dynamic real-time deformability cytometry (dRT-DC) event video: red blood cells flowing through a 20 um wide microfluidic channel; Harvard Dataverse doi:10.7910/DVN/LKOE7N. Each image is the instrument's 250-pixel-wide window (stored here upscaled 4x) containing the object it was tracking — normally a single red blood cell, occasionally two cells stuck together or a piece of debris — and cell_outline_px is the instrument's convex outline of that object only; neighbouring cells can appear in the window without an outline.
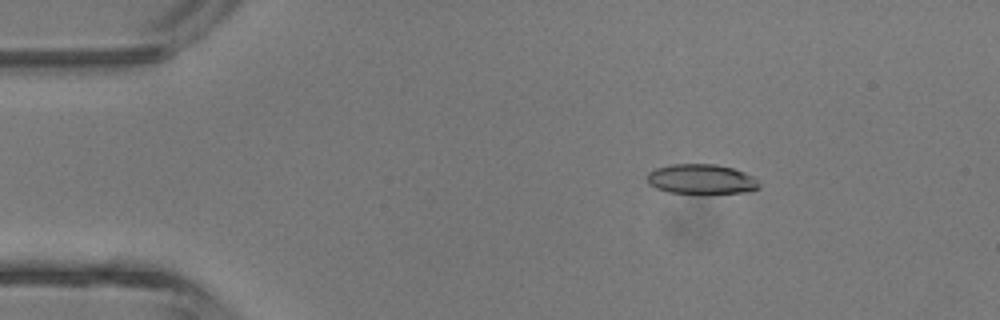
{"species": "common noctule bat (a hibernating species)", "species_latin": "Nyctalus noctula", "temperature_condition": "room temperature", "stored_images_in_passage": 5, "camera_frame_rate_fps": 3000, "um_per_image_px": 0.085, "animal": {"sex": "male", "body_mass_g": 13.3}, "frame": {"image": 1, "passage_image": 2, "time_ms": 1.333, "image_size_px": [1000, 320], "cell_outline_px": [[760, 188], [752, 192], [668, 192], [656, 188], [648, 184], [648, 172], [656, 168], [672, 164], [716, 164], [732, 168], [744, 172], [752, 176], [760, 184]], "centroid_in_image_um": [59.62, 15.21], "position_along_channel_um": 25.4, "area_um2": 19.19}}
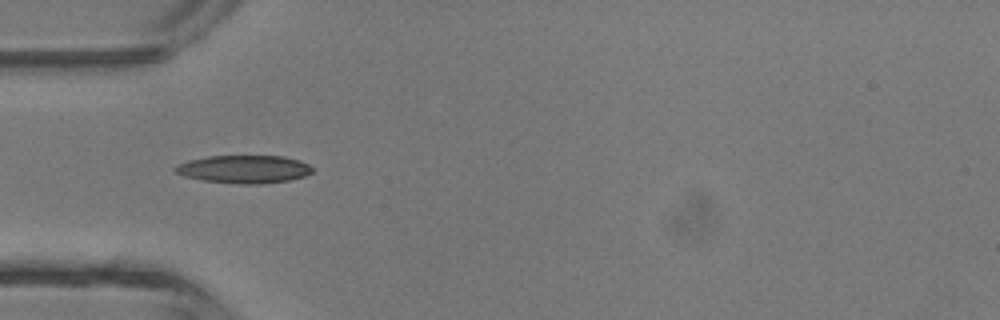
{"frame": {"image": 2, "passage_image": 4, "time_ms": 3.667, "image_size_px": [1000, 320], "cell_outline_px": [[312, 172], [304, 176], [288, 180], [260, 184], [236, 184], [204, 180], [184, 176], [176, 172], [172, 168], [176, 164], [188, 160], [208, 156], [284, 156], [300, 160], [308, 164], [312, 168]], "centroid_in_image_um": [20.72, 14.37], "position_along_channel_um": 64.3, "area_um2": 22.37}}
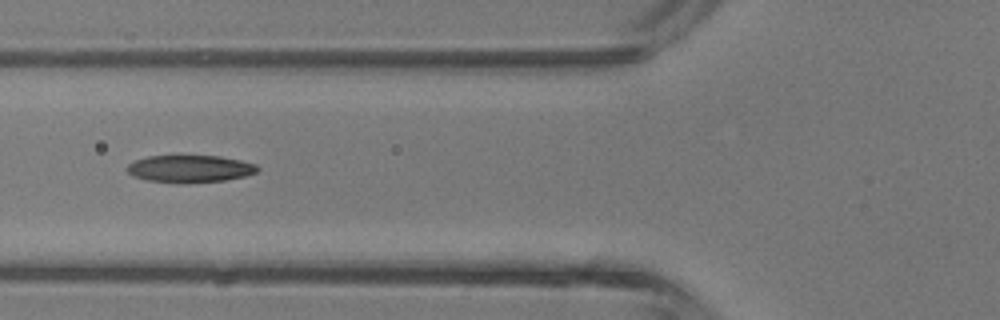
{"frame": {"image": 3, "passage_image": 5, "time_ms": 4.667, "image_size_px": [1000, 320], "cell_outline_px": [[260, 168], [256, 172], [244, 176], [224, 180], [148, 180], [136, 176], [128, 172], [128, 164], [136, 160], [148, 156], [220, 156], [240, 160], [256, 164]], "centroid_in_image_um": [16.2, 14.29], "position_along_channel_um": 109.6, "area_um2": 19.48}}